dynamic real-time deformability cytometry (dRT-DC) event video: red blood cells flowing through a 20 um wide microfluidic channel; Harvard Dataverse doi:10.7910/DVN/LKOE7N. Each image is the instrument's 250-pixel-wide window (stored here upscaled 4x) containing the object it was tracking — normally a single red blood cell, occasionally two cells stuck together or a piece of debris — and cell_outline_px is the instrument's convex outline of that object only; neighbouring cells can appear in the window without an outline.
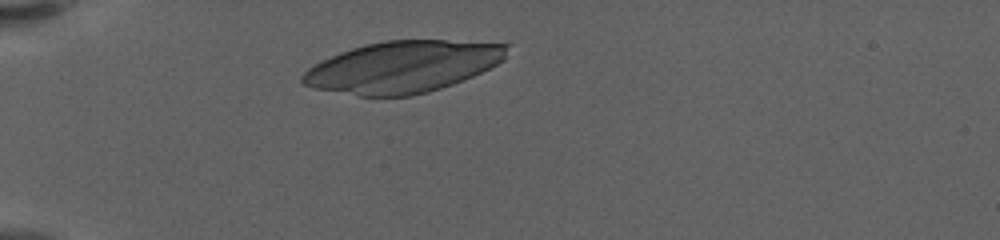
{"species": "human", "species_latin": "Homo sapiens", "temperature_condition": "warm", "stored_images_in_passage": 38, "camera_frame_rate_fps": 3000, "um_per_image_px": 0.085, "donor": {"sex": "female"}, "frame": {"image": 1, "passage_image": 5, "time_ms": 1.333, "image_size_px": [1000, 240], "cell_outline_px": [[508, 44], [504, 60], [472, 76], [452, 84], [428, 92], [412, 96], [360, 96], [312, 88], [304, 84], [300, 80], [300, 76], [308, 68], [320, 60], [340, 52], [364, 44], [384, 40], [444, 40]], "centroid_in_image_um": [34.17, 5.68], "position_along_channel_um": 50.8, "area_um2": 61.27}}